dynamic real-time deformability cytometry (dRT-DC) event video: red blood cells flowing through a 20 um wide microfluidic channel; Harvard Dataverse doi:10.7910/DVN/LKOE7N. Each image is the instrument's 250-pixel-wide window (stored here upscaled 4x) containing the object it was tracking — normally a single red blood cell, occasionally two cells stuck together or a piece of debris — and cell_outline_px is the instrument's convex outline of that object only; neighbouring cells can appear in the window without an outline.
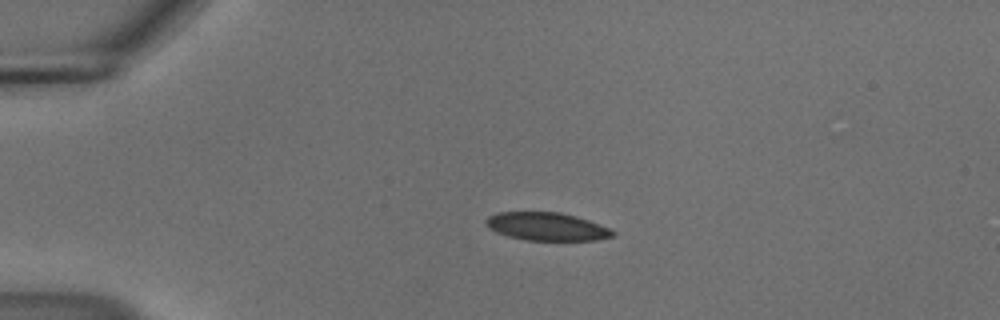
{"species": "common noctule bat (a hibernating species)", "species_latin": "Nyctalus noctula", "temperature_condition": "cold", "stored_images_in_passage": 43, "camera_frame_rate_fps": 3000, "um_per_image_px": 0.085, "animal": {"sex": "male", "body_mass_g": 18.8}, "frame": {"image": 1, "passage_image": 1, "time_ms": 0.0, "image_size_px": [1000, 320], "cell_outline_px": [[616, 236], [596, 240], [524, 240], [508, 236], [496, 232], [488, 228], [484, 224], [484, 220], [488, 216], [496, 212], [560, 212], [576, 216], [600, 224], [616, 232]], "centroid_in_image_um": [46.45, 19.25], "position_along_channel_um": 38.6, "area_um2": 20.92}}
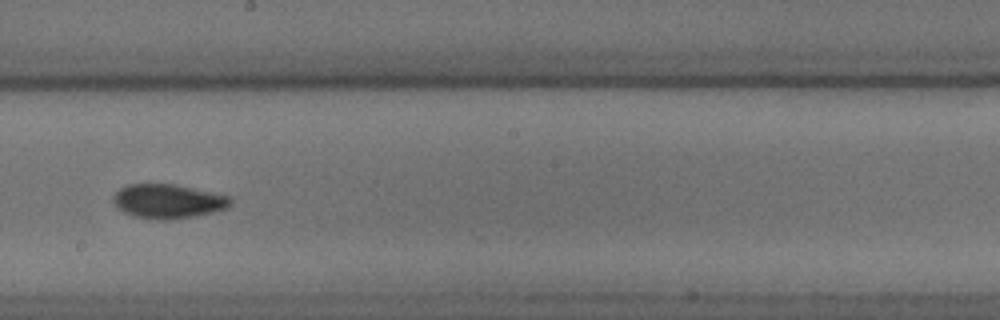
{"frame": {"image": 2, "passage_image": 20, "time_ms": 6.333, "image_size_px": [1000, 320], "cell_outline_px": [[232, 204], [228, 208], [196, 216], [168, 220], [156, 220], [132, 216], [116, 208], [112, 200], [112, 196], [120, 188], [128, 184], [176, 184], [232, 196]], "centroid_in_image_um": [14.29, 17.11], "position_along_channel_um": 233.9, "area_um2": 23.81}}
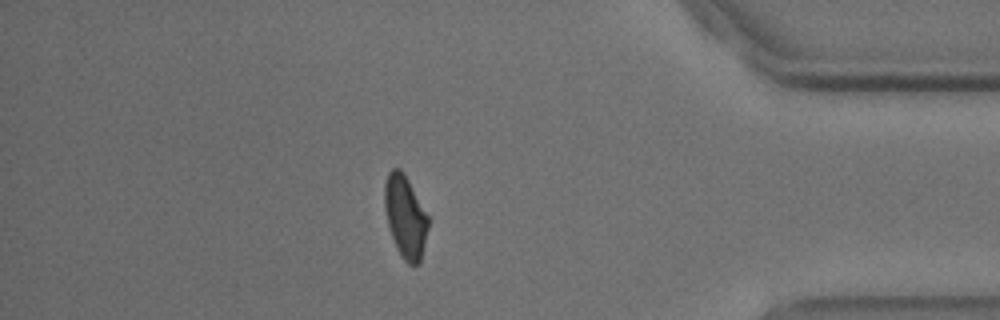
{"frame": {"image": 3, "passage_image": 36, "time_ms": 11.667, "image_size_px": [1000, 320], "cell_outline_px": [[428, 228], [420, 264], [408, 264], [404, 260], [396, 248], [388, 224], [384, 208], [384, 184], [388, 172], [392, 168], [400, 168], [404, 172], [428, 216]], "centroid_in_image_um": [34.44, 18.4], "position_along_channel_um": 400.8, "area_um2": 20.92}, "authors_computed_cell_mechanics": {"area_um2": 21.675, "velocity_mm_per_s": 3.7035, "shape_relaxation_time_tau1_ms": 3.9288, "shape_relaxation_time_tau2_ms": 2.3939, "deformation_change_tau1": 0.1105, "deformation_change_tau2": 0.0451}}